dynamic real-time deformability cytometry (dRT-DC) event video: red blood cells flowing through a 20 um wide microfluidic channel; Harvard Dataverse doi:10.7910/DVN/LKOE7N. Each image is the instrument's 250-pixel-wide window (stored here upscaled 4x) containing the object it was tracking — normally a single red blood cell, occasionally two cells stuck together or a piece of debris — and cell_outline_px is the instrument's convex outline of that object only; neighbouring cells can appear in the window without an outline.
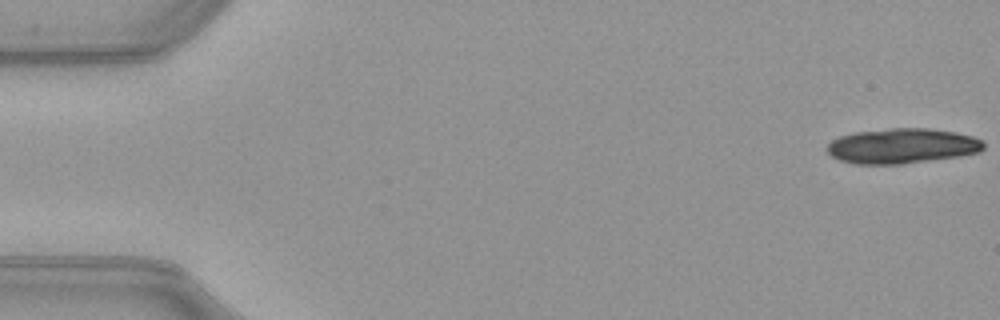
{"species": "common noctule bat (a hibernating species)", "species_latin": "Nyctalus noctula", "temperature_condition": "warm", "stored_images_in_passage": 17, "camera_frame_rate_fps": 3000, "um_per_image_px": 0.085, "animal": {"sex": "female", "body_mass_g": 21.9}, "frame": {"image": 1, "passage_image": 1, "time_ms": 0.0, "image_size_px": [1000, 320], "cell_outline_px": [[984, 148], [980, 152], [960, 156], [904, 164], [856, 164], [840, 160], [832, 156], [828, 152], [828, 144], [832, 140], [840, 136], [856, 132], [888, 128], [928, 128], [956, 132], [972, 136], [980, 140], [984, 144]], "centroid_in_image_um": [76.69, 12.41], "position_along_channel_um": 8.3, "area_um2": 32.02}}